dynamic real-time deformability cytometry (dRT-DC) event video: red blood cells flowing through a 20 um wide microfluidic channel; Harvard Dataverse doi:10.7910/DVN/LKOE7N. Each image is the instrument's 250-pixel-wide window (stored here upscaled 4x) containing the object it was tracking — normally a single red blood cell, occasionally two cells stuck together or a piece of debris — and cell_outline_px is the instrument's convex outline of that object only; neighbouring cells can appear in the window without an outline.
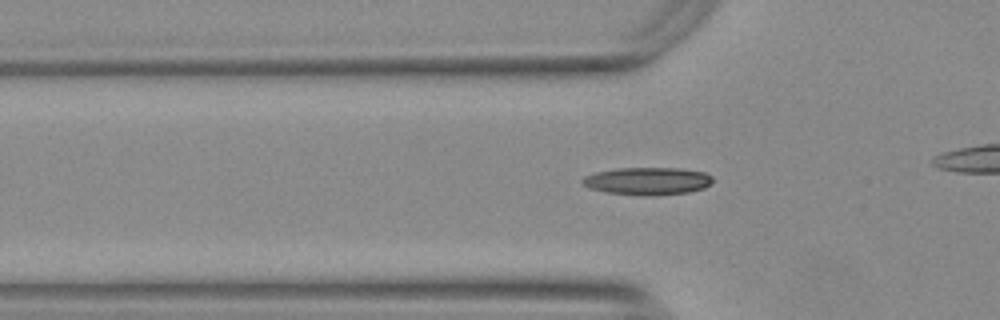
{"species": "Egyptian fruit bat (a non-hibernating species)", "species_latin": "Rousettus aegyptiacus", "temperature_condition": "warm", "stored_images_in_passage": 35, "camera_frame_rate_fps": 3000, "um_per_image_px": 0.085, "animal": {"sex": "female"}, "frame": {"image": 1, "passage_image": 2, "time_ms": 0.333, "image_size_px": [1000, 320], "cell_outline_px": [[712, 184], [704, 188], [688, 192], [652, 196], [640, 196], [604, 192], [588, 188], [580, 180], [584, 176], [596, 172], [616, 168], [680, 168], [704, 172], [712, 176]], "centroid_in_image_um": [55.03, 15.39], "position_along_channel_um": 70.8, "area_um2": 21.21}}
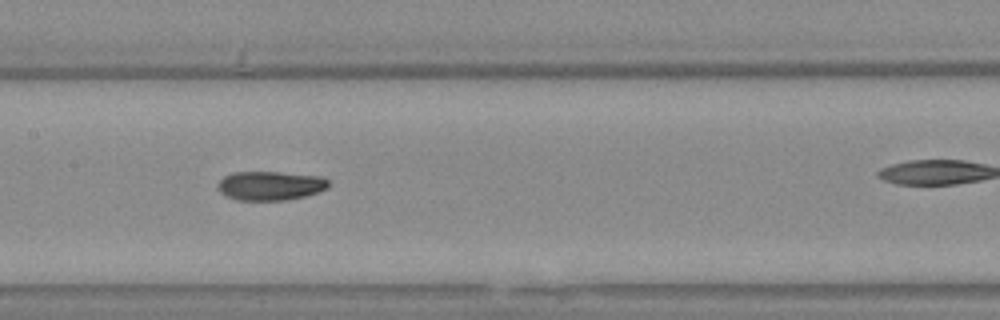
{"frame": {"image": 2, "passage_image": 11, "time_ms": 3.333, "image_size_px": [1000, 320], "cell_outline_px": [[328, 188], [304, 196], [288, 200], [240, 200], [228, 196], [220, 192], [216, 188], [216, 184], [224, 176], [236, 172], [276, 172], [320, 176], [328, 180]], "centroid_in_image_um": [22.95, 15.78], "position_along_channel_um": 184.5, "area_um2": 18.61}}
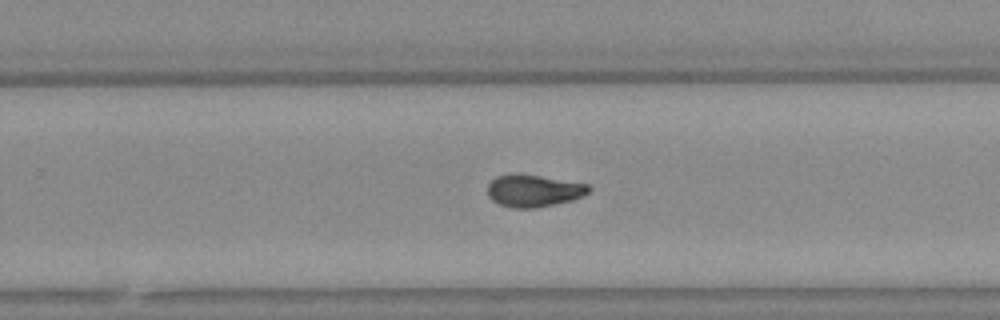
{"frame": {"image": 3, "passage_image": 19, "time_ms": 6.0, "image_size_px": [1000, 320], "cell_outline_px": [[592, 188], [584, 196], [572, 200], [536, 208], [512, 208], [500, 204], [492, 200], [488, 196], [488, 184], [496, 176], [512, 172], [540, 176], [588, 184]], "centroid_in_image_um": [45.34, 16.2], "position_along_channel_um": 284.5, "area_um2": 19.13}, "authors_computed_cell_mechanics": {"area_um2": 18.7272, "velocity_mm_per_s": 3.7668, "shape_relaxation_time_tau1_ms": null, "shape_relaxation_time_tau2_ms": 3.5971, "deformation_change_tau1": null, "deformation_change_tau2": 0.0778}}